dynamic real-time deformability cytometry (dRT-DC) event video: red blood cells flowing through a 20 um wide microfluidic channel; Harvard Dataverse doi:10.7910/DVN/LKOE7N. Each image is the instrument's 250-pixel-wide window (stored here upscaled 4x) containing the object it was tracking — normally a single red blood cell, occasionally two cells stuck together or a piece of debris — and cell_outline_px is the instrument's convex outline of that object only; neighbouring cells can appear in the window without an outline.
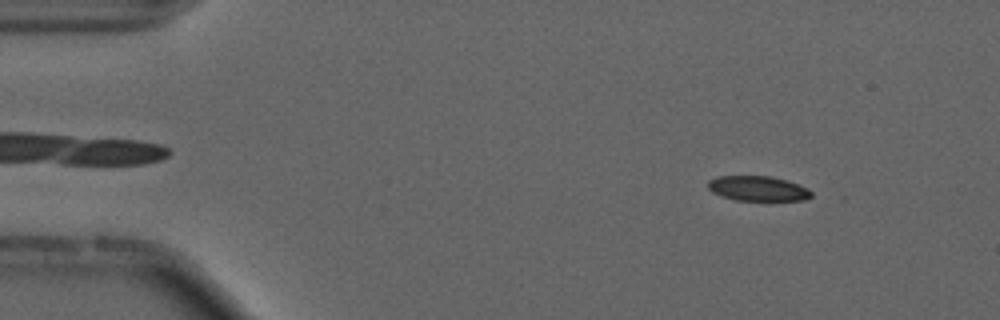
{"species": "common noctule bat (a hibernating species)", "species_latin": "Nyctalus noctula", "temperature_condition": "cold", "stored_images_in_passage": 54, "camera_frame_rate_fps": 3000, "um_per_image_px": 0.085, "animal": {"sex": "male", "forearm_length_mm": 52.5}, "frame": {"image": 1, "passage_image": 6, "time_ms": 1.667, "image_size_px": [1000, 320], "cell_outline_px": [[812, 196], [804, 200], [736, 200], [712, 192], [708, 188], [708, 180], [716, 176], [772, 176], [808, 188], [812, 192]], "centroid_in_image_um": [64.4, 16.01], "position_along_channel_um": 20.6, "area_um2": 14.85}}
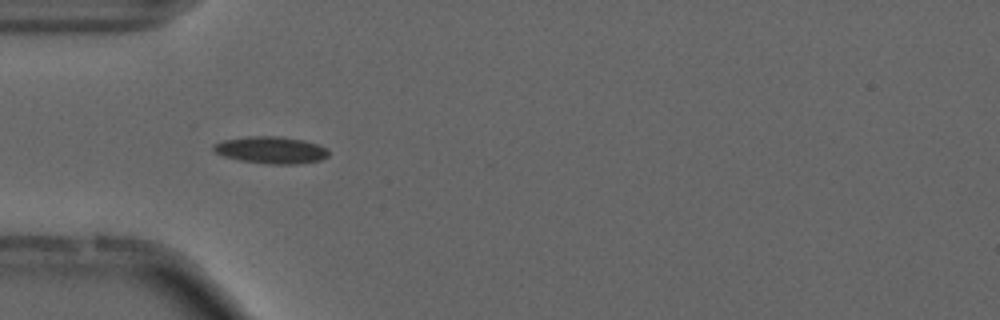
{"frame": {"image": 2, "passage_image": 16, "time_ms": 5.0, "image_size_px": [1000, 320], "cell_outline_px": [[328, 156], [320, 160], [296, 164], [268, 164], [240, 160], [224, 156], [216, 152], [212, 148], [212, 144], [224, 140], [248, 136], [280, 136], [304, 140], [328, 148]], "centroid_in_image_um": [23.04, 12.75], "position_along_channel_um": 62.0, "area_um2": 18.09}}
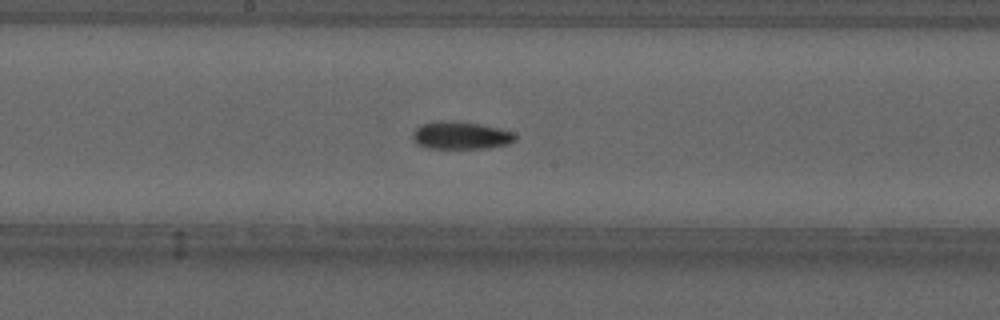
{"frame": {"image": 3, "passage_image": 28, "time_ms": 9.0, "image_size_px": [1000, 320], "cell_outline_px": [[516, 140], [508, 144], [488, 148], [428, 148], [416, 144], [412, 136], [412, 132], [420, 124], [440, 120], [480, 124], [512, 132], [516, 136]], "centroid_in_image_um": [39.12, 11.52], "position_along_channel_um": 209.1, "area_um2": 16.42}, "authors_computed_cell_mechanics": {"area_um2": 15.8083, "velocity_mm_per_s": 3.7152, "shape_relaxation_time_tau1_ms": 7.9275, "shape_relaxation_time_tau2_ms": 6.8274, "deformation_change_tau1": 0.1487, "deformation_change_tau2": 0.108}}